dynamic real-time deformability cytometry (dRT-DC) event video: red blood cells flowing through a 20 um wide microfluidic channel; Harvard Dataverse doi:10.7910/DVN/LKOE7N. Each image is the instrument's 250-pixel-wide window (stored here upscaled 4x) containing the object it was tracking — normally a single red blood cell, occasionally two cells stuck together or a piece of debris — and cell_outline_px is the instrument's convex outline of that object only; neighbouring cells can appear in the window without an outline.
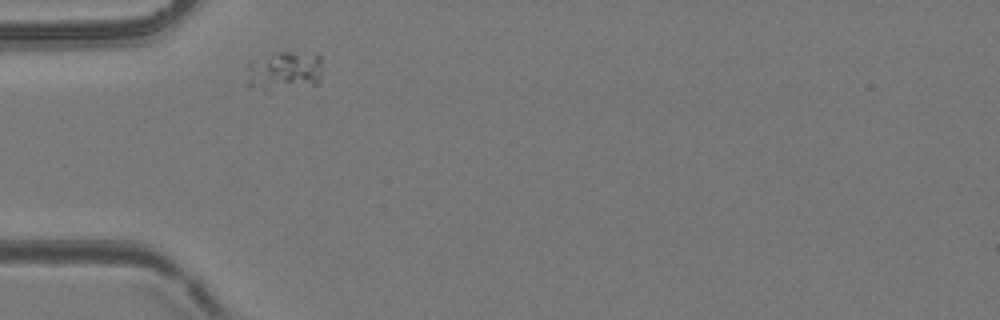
{"species": "common noctule bat (a hibernating species)", "species_latin": "Nyctalus noctula", "temperature_condition": "room temperature", "stored_images_in_passage": 11, "camera_frame_rate_fps": 3000, "um_per_image_px": 0.085, "animal": {"sex": "female", "body_mass_g": 24.6, "forearm_length_mm": 56.2}, "frame": {"image": 1, "passage_image": 1, "time_ms": 0.0, "image_size_px": [1000, 320], "cell_outline_px": [[320, 84], [268, 92], [264, 92], [248, 88], [244, 84], [248, 60], [272, 52], [292, 52], [320, 56]], "centroid_in_image_um": [24.01, 6.08], "position_along_channel_um": 61.0, "area_um2": 18.38}}
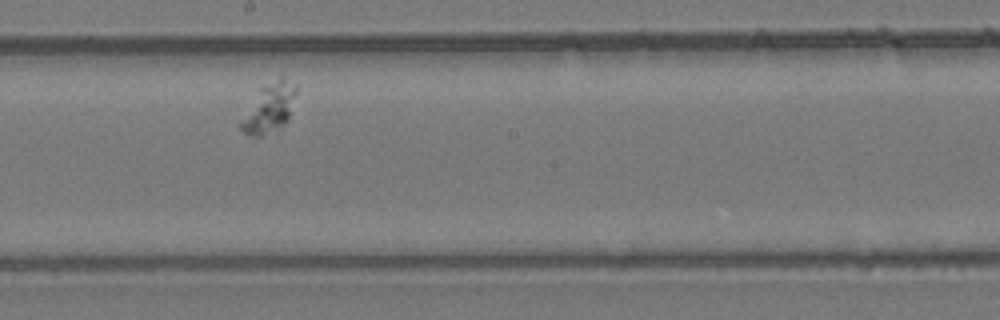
{"frame": {"image": 2, "passage_image": 5, "time_ms": 1.333, "image_size_px": [1000, 320], "cell_outline_px": [[296, 92], [288, 120], [280, 132], [276, 136], [252, 136], [244, 132], [240, 128], [240, 120], [260, 88], [280, 72], [296, 84]], "centroid_in_image_um": [22.94, 9.17], "position_along_channel_um": 225.3, "area_um2": 16.76}}
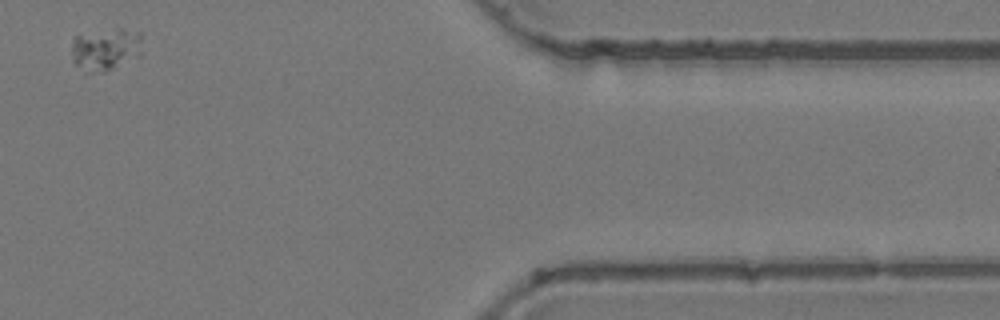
{"frame": {"image": 3, "passage_image": 10, "time_ms": 3.0, "image_size_px": [1000, 320], "cell_outline_px": [[144, 32], [140, 56], [112, 68], [92, 72], [88, 72], [76, 64], [72, 60], [72, 36], [116, 28], [124, 28]], "centroid_in_image_um": [9.03, 4.12], "position_along_channel_um": 402.4, "area_um2": 17.57}}